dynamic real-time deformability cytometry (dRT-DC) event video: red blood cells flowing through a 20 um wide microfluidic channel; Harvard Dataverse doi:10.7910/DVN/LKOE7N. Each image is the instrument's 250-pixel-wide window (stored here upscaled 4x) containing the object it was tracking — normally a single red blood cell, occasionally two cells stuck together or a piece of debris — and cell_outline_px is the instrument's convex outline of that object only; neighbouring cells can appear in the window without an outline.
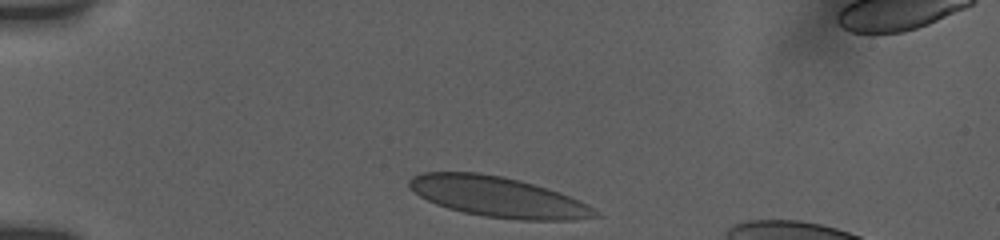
{"species": "human", "species_latin": "Homo sapiens", "temperature_condition": "room temperature", "stored_images_in_passage": 33, "camera_frame_rate_fps": 3000, "um_per_image_px": 0.085, "donor": {"sex": "female"}, "frame": {"image": 1, "passage_image": 1, "time_ms": 0.0, "image_size_px": [1000, 240], "cell_outline_px": [[600, 216], [572, 220], [520, 220], [484, 216], [464, 212], [448, 208], [436, 204], [420, 196], [408, 188], [408, 180], [412, 176], [420, 172], [480, 172], [504, 176], [520, 180], [568, 196], [588, 204], [600, 212]], "centroid_in_image_um": [42.29, 16.73], "position_along_channel_um": 42.7, "area_um2": 43.64}}
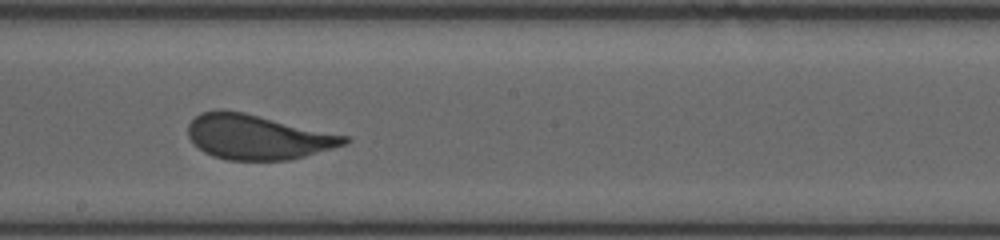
{"frame": {"image": 2, "passage_image": 16, "time_ms": 6.0, "image_size_px": [1000, 240], "cell_outline_px": [[348, 140], [344, 144], [332, 148], [304, 156], [288, 160], [228, 160], [212, 156], [204, 152], [188, 136], [188, 124], [200, 112], [220, 108], [224, 108], [244, 112], [348, 136]], "centroid_in_image_um": [21.84, 11.62], "position_along_channel_um": 226.4, "area_um2": 40.63}}
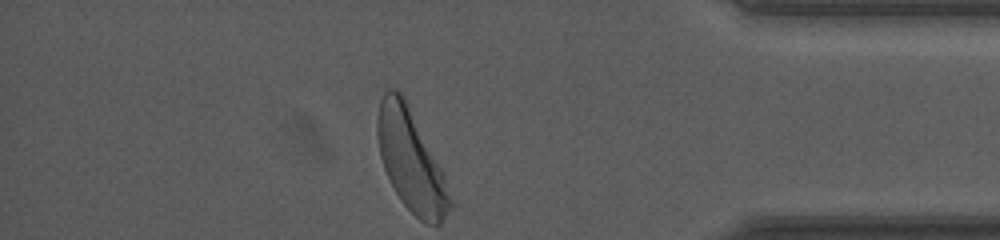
{"frame": {"image": 3, "passage_image": 33, "time_ms": 11.333, "image_size_px": [1000, 240], "cell_outline_px": [[452, 208], [440, 224], [428, 224], [420, 220], [400, 200], [384, 168], [380, 156], [376, 136], [376, 116], [380, 100], [384, 92], [388, 88], [392, 88], [400, 92], [444, 172], [452, 200]], "centroid_in_image_um": [34.92, 13.67], "position_along_channel_um": 400.3, "area_um2": 42.54}, "authors_computed_cell_mechanics": {"area_um2": 40.9802, "velocity_mm_per_s": 3.7494, "shape_relaxation_time_tau1_ms": 3.1657, "shape_relaxation_time_tau2_ms": null, "deformation_change_tau1": 0.1175, "deformation_change_tau2": null}}